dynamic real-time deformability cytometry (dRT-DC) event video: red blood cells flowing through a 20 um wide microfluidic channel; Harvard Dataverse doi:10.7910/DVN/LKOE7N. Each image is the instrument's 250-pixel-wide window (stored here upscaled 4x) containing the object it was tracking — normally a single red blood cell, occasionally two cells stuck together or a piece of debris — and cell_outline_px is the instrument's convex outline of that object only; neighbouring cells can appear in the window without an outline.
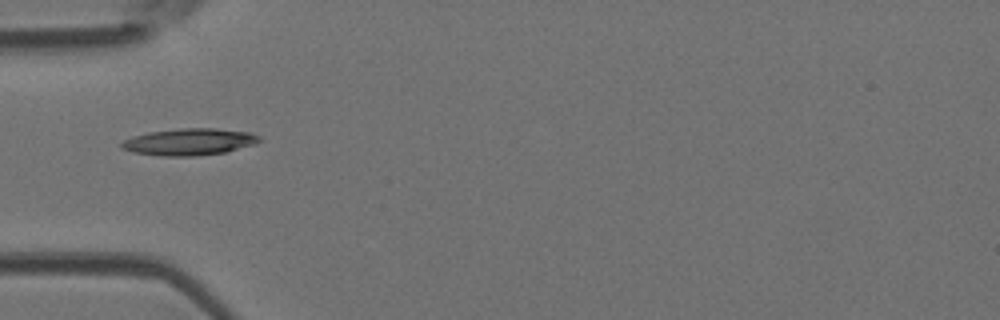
{"species": "Egyptian fruit bat (a non-hibernating species)", "species_latin": "Rousettus aegyptiacus", "temperature_condition": "room temperature", "stored_images_in_passage": 6, "camera_frame_rate_fps": 3000, "um_per_image_px": 0.085, "animal": {"sex": "female"}, "frame": {"image": 1, "passage_image": 5, "time_ms": 1.333, "image_size_px": [1000, 320], "cell_outline_px": [[260, 140], [256, 144], [228, 152], [196, 156], [160, 156], [132, 152], [120, 148], [120, 144], [124, 140], [132, 136], [148, 132], [180, 128], [216, 128], [252, 132], [260, 136]], "centroid_in_image_um": [16.11, 12.06], "position_along_channel_um": 68.9, "area_um2": 21.91}}
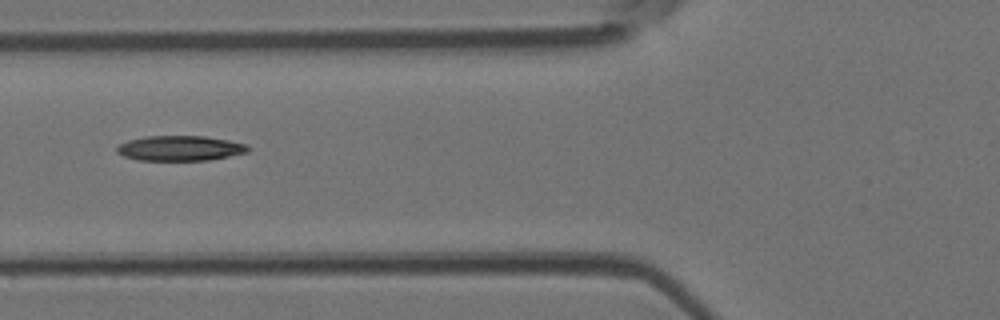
{"frame": {"image": 2, "passage_image": 6, "time_ms": 1.667, "image_size_px": [1000, 320], "cell_outline_px": [[252, 148], [248, 152], [208, 160], [140, 160], [124, 156], [116, 152], [116, 148], [120, 144], [128, 140], [144, 136], [204, 136], [228, 140], [244, 144]], "centroid_in_image_um": [15.3, 12.59], "position_along_channel_um": 110.5, "area_um2": 19.07}}